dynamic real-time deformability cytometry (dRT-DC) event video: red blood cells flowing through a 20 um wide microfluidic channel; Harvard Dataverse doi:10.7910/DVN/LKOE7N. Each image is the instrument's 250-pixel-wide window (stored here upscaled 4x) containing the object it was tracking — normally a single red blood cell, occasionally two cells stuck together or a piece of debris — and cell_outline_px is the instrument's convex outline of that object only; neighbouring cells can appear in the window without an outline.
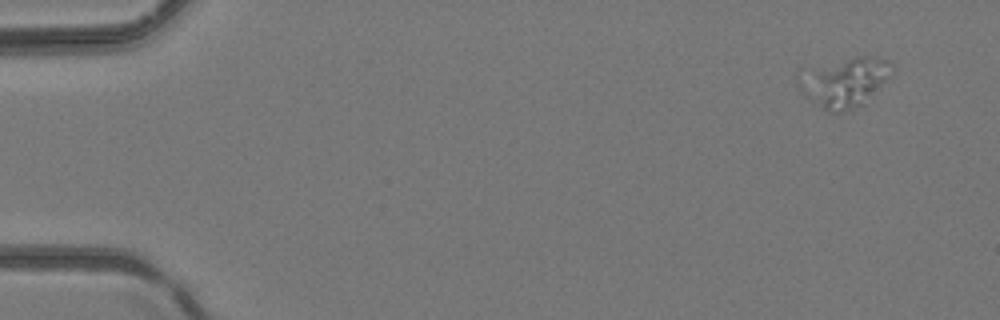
{"species": "common noctule bat (a hibernating species)", "species_latin": "Nyctalus noctula", "temperature_condition": "room temperature", "stored_images_in_passage": 46, "camera_frame_rate_fps": 3000, "um_per_image_px": 0.085, "animal": {"sex": "female", "body_mass_g": 24.6, "forearm_length_mm": 56.2}, "frame": {"image": 1, "passage_image": 1, "time_ms": 0.0, "image_size_px": [1000, 320], "cell_outline_px": [[892, 64], [888, 76], [860, 104], [844, 112], [828, 112], [816, 104], [812, 100], [812, 68], [856, 56], [868, 56], [888, 60]], "centroid_in_image_um": [72.04, 6.97], "position_along_channel_um": 13.0, "area_um2": 23.24}}
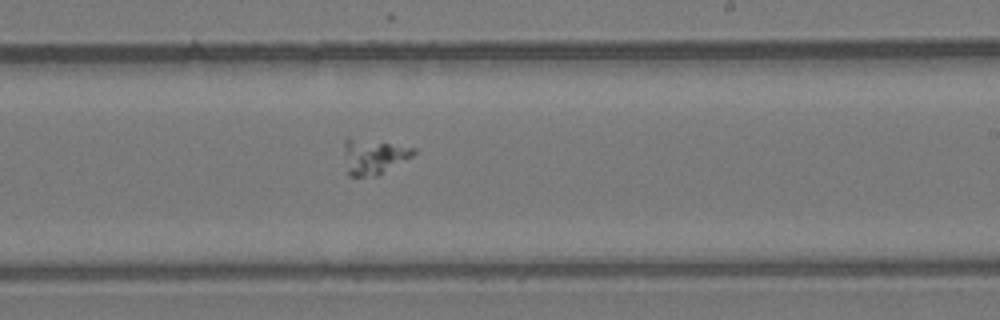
{"frame": {"image": 2, "passage_image": 27, "time_ms": 8.667, "image_size_px": [1000, 320], "cell_outline_px": [[416, 152], [412, 156], [376, 176], [348, 176], [344, 152], [344, 140], [348, 136], [416, 148]], "centroid_in_image_um": [31.71, 13.28], "position_along_channel_um": 257.3, "area_um2": 14.22}}
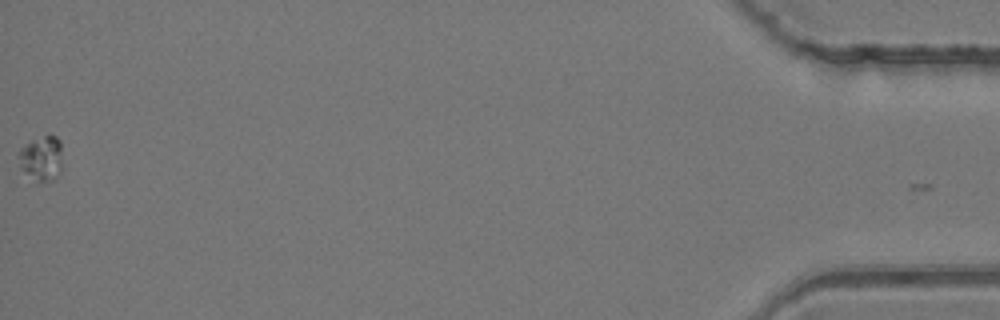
{"frame": {"image": 3, "passage_image": 46, "time_ms": 15.0, "image_size_px": [1000, 320], "cell_outline_px": [[60, 168], [52, 180], [36, 180], [20, 168], [20, 148], [32, 140], [48, 132], [56, 136], [60, 140]], "centroid_in_image_um": [3.52, 13.37], "position_along_channel_um": 431.7, "area_um2": 11.04}}